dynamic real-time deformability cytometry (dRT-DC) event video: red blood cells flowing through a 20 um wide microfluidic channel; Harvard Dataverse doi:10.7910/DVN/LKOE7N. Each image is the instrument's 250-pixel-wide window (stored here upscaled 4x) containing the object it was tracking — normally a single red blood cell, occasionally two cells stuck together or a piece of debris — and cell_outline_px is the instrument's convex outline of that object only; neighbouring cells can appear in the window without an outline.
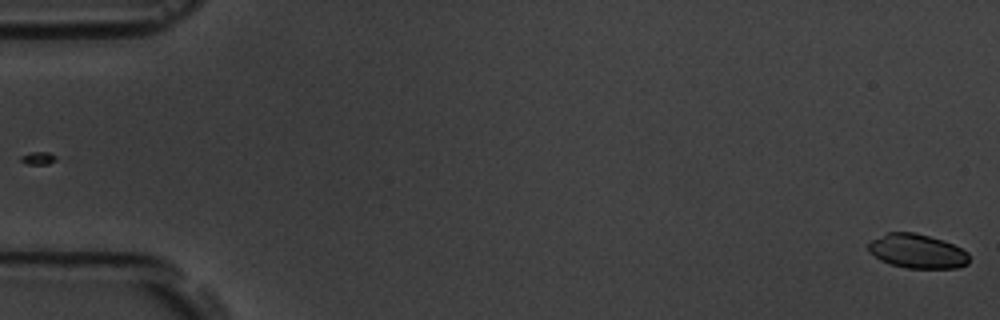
{"species": "common noctule bat (a hibernating species)", "species_latin": "Nyctalus noctula", "temperature_condition": "room temperature", "stored_images_in_passage": 5, "camera_frame_rate_fps": 3000, "um_per_image_px": 0.085, "animal": {"sex": "male", "body_mass_g": 19.5, "forearm_length_mm": 54.6}, "frame": {"image": 1, "passage_image": 5, "time_ms": 4.667, "image_size_px": [1000, 320], "cell_outline_px": [[968, 264], [956, 268], [908, 268], [892, 264], [880, 260], [868, 252], [868, 244], [872, 240], [888, 232], [912, 232], [944, 240], [968, 252]], "centroid_in_image_um": [77.95, 21.35], "position_along_channel_um": 7.0, "area_um2": 19.94}}